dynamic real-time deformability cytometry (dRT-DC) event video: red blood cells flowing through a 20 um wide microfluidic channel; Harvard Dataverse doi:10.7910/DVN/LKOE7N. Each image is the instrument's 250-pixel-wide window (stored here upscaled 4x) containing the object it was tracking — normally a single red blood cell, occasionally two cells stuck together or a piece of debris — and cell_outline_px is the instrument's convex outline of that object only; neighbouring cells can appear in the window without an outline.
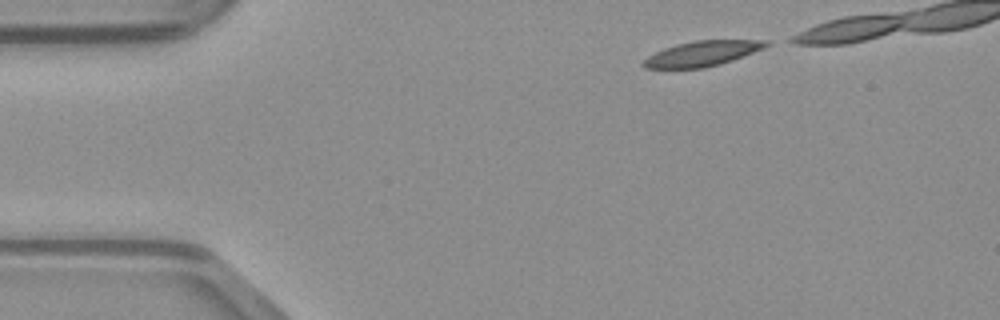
{"species": "common noctule bat (a hibernating species)", "species_latin": "Nyctalus noctula", "temperature_condition": "warm", "stored_images_in_passage": 33, "camera_frame_rate_fps": 3000, "um_per_image_px": 0.085, "animal": {"sex": "male", "body_mass_g": 23.1, "forearm_length_mm": 52.7}, "frame": {"image": 1, "passage_image": 1, "time_ms": 0.0, "image_size_px": [1000, 320], "cell_outline_px": [[772, 44], [764, 48], [732, 60], [720, 64], [704, 68], [644, 68], [640, 64], [648, 56], [664, 48], [676, 44], [696, 40], [772, 40]], "centroid_in_image_um": [59.71, 4.54], "position_along_channel_um": 25.3, "area_um2": 18.03}}
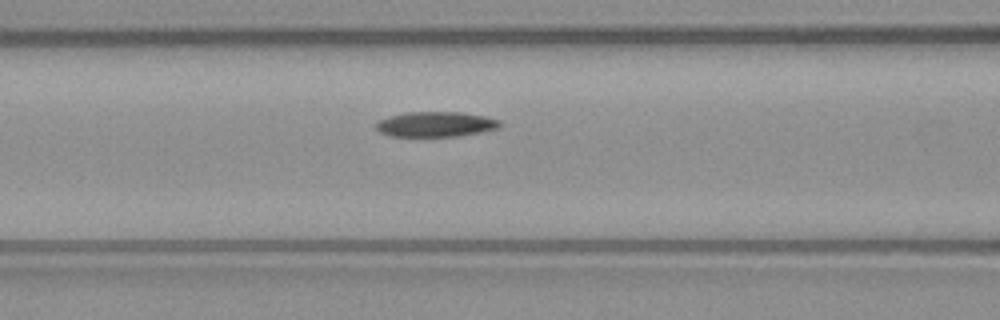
{"frame": {"image": 2, "passage_image": 13, "time_ms": 4.0, "image_size_px": [1000, 320], "cell_outline_px": [[504, 124], [500, 128], [480, 132], [456, 136], [392, 136], [380, 132], [376, 128], [376, 120], [388, 116], [404, 112], [460, 112], [484, 116], [500, 120]], "centroid_in_image_um": [37.03, 10.55], "position_along_channel_um": 129.6, "area_um2": 18.26}}
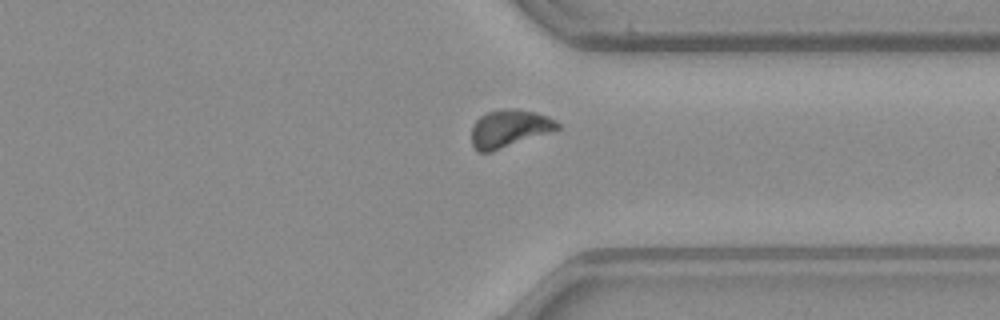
{"frame": {"image": 3, "passage_image": 30, "time_ms": 9.667, "image_size_px": [1000, 320], "cell_outline_px": [[560, 128], [552, 132], [492, 152], [480, 152], [472, 144], [472, 128], [476, 120], [480, 116], [488, 112], [500, 108], [504, 108], [536, 112], [548, 116], [556, 120], [560, 124]], "centroid_in_image_um": [43.32, 10.92], "position_along_channel_um": 368.1, "area_um2": 18.9}}